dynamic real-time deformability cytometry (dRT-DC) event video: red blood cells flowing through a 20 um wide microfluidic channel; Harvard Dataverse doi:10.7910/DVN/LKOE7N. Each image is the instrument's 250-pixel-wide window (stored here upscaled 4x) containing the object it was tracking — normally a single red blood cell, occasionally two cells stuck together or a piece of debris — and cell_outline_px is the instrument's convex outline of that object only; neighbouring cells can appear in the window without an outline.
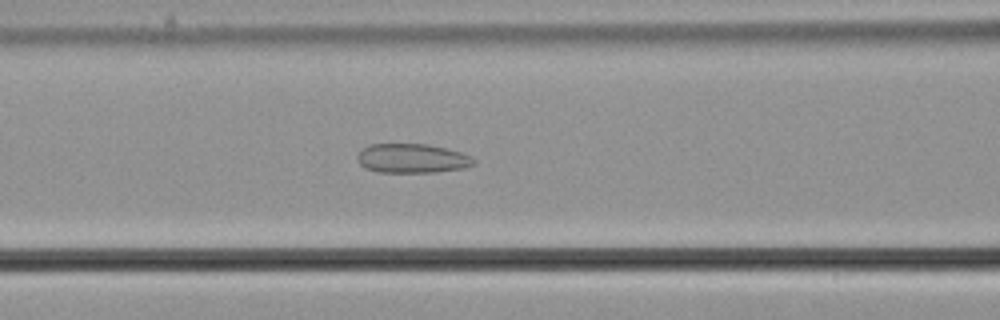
{"species": "common noctule bat (a hibernating species)", "species_latin": "Nyctalus noctula", "temperature_condition": "cold", "stored_images_in_passage": 43, "camera_frame_rate_fps": 3000, "um_per_image_px": 0.085, "animal": {"sex": "male", "body_mass_g": 21.5, "forearm_length_mm": 52.0}, "frame": {"image": 1, "passage_image": 18, "time_ms": 5.667, "image_size_px": [1000, 320], "cell_outline_px": [[476, 164], [464, 168], [436, 172], [376, 172], [364, 168], [356, 160], [356, 156], [368, 144], [428, 144], [460, 152], [472, 156], [476, 160]], "centroid_in_image_um": [35.03, 13.47], "position_along_channel_um": 131.6, "area_um2": 20.0}}
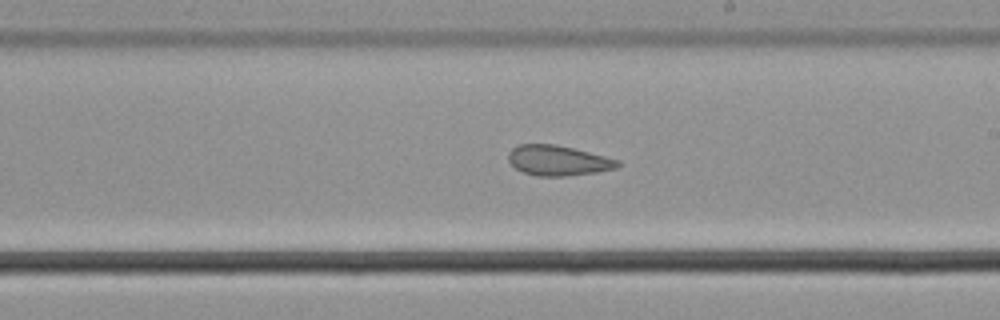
{"frame": {"image": 2, "passage_image": 27, "time_ms": 8.667, "image_size_px": [1000, 320], "cell_outline_px": [[620, 164], [616, 168], [596, 172], [564, 176], [536, 176], [524, 172], [516, 168], [508, 160], [508, 152], [516, 144], [556, 144], [620, 160]], "centroid_in_image_um": [47.4, 13.63], "position_along_channel_um": 241.6, "area_um2": 19.13}}
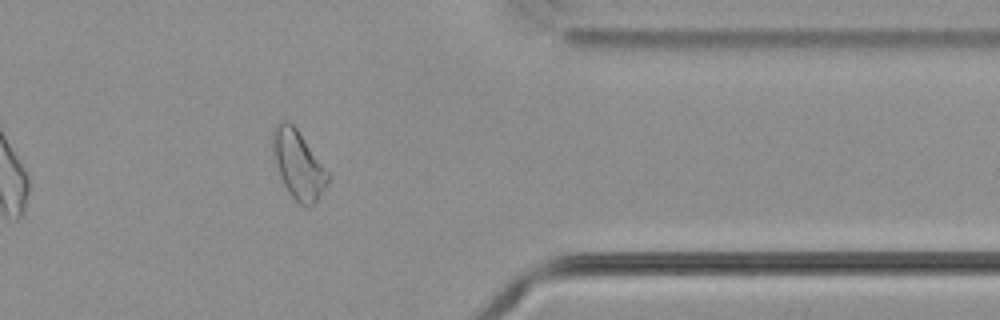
{"frame": {"image": 3, "passage_image": 40, "time_ms": 13.0, "image_size_px": [1000, 320], "cell_outline_px": [[328, 180], [324, 188], [312, 208], [308, 208], [300, 204], [288, 192], [280, 176], [272, 156], [272, 128], [280, 120], [288, 120], [296, 128], [328, 172]], "centroid_in_image_um": [25.3, 13.98], "position_along_channel_um": 386.1, "area_um2": 21.85}, "authors_computed_cell_mechanics": {"area_um2": 21.1548, "velocity_mm_per_s": 3.6759, "shape_relaxation_time_tau1_ms": null, "shape_relaxation_time_tau2_ms": 2.8855, "deformation_change_tau1": null, "deformation_change_tau2": 0.0904}}